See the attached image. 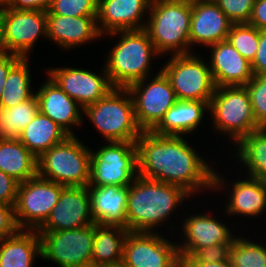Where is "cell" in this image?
<instances>
[{
    "label": "cell",
    "mask_w": 266,
    "mask_h": 267,
    "mask_svg": "<svg viewBox=\"0 0 266 267\" xmlns=\"http://www.w3.org/2000/svg\"><path fill=\"white\" fill-rule=\"evenodd\" d=\"M250 63L259 45V30L249 23L232 24L226 39Z\"/></svg>",
    "instance_id": "cell-34"
},
{
    "label": "cell",
    "mask_w": 266,
    "mask_h": 267,
    "mask_svg": "<svg viewBox=\"0 0 266 267\" xmlns=\"http://www.w3.org/2000/svg\"><path fill=\"white\" fill-rule=\"evenodd\" d=\"M29 60V58H21L10 69L0 97V108L14 107L29 100L35 94Z\"/></svg>",
    "instance_id": "cell-31"
},
{
    "label": "cell",
    "mask_w": 266,
    "mask_h": 267,
    "mask_svg": "<svg viewBox=\"0 0 266 267\" xmlns=\"http://www.w3.org/2000/svg\"><path fill=\"white\" fill-rule=\"evenodd\" d=\"M187 2H195V1H205V0H185Z\"/></svg>",
    "instance_id": "cell-48"
},
{
    "label": "cell",
    "mask_w": 266,
    "mask_h": 267,
    "mask_svg": "<svg viewBox=\"0 0 266 267\" xmlns=\"http://www.w3.org/2000/svg\"><path fill=\"white\" fill-rule=\"evenodd\" d=\"M154 75L127 87L134 102L137 124L142 131H152L167 110L178 101L165 73L160 69Z\"/></svg>",
    "instance_id": "cell-11"
},
{
    "label": "cell",
    "mask_w": 266,
    "mask_h": 267,
    "mask_svg": "<svg viewBox=\"0 0 266 267\" xmlns=\"http://www.w3.org/2000/svg\"><path fill=\"white\" fill-rule=\"evenodd\" d=\"M151 2L152 0H98L97 27L100 34L103 36L115 31L143 29Z\"/></svg>",
    "instance_id": "cell-21"
},
{
    "label": "cell",
    "mask_w": 266,
    "mask_h": 267,
    "mask_svg": "<svg viewBox=\"0 0 266 267\" xmlns=\"http://www.w3.org/2000/svg\"><path fill=\"white\" fill-rule=\"evenodd\" d=\"M46 74L83 109L106 96L113 88L104 66L97 74L90 69L54 67L45 69Z\"/></svg>",
    "instance_id": "cell-17"
},
{
    "label": "cell",
    "mask_w": 266,
    "mask_h": 267,
    "mask_svg": "<svg viewBox=\"0 0 266 267\" xmlns=\"http://www.w3.org/2000/svg\"><path fill=\"white\" fill-rule=\"evenodd\" d=\"M35 90L39 111L57 123L69 136H78L73 130L82 126L84 109L69 97L48 75Z\"/></svg>",
    "instance_id": "cell-19"
},
{
    "label": "cell",
    "mask_w": 266,
    "mask_h": 267,
    "mask_svg": "<svg viewBox=\"0 0 266 267\" xmlns=\"http://www.w3.org/2000/svg\"><path fill=\"white\" fill-rule=\"evenodd\" d=\"M41 254V237L36 230L19 229L0 240V267H33Z\"/></svg>",
    "instance_id": "cell-26"
},
{
    "label": "cell",
    "mask_w": 266,
    "mask_h": 267,
    "mask_svg": "<svg viewBox=\"0 0 266 267\" xmlns=\"http://www.w3.org/2000/svg\"><path fill=\"white\" fill-rule=\"evenodd\" d=\"M79 136H68L37 158V175L63 186H88L91 149Z\"/></svg>",
    "instance_id": "cell-7"
},
{
    "label": "cell",
    "mask_w": 266,
    "mask_h": 267,
    "mask_svg": "<svg viewBox=\"0 0 266 267\" xmlns=\"http://www.w3.org/2000/svg\"><path fill=\"white\" fill-rule=\"evenodd\" d=\"M21 56L16 54L0 55V97L3 93V86L7 79L10 69L21 59Z\"/></svg>",
    "instance_id": "cell-44"
},
{
    "label": "cell",
    "mask_w": 266,
    "mask_h": 267,
    "mask_svg": "<svg viewBox=\"0 0 266 267\" xmlns=\"http://www.w3.org/2000/svg\"><path fill=\"white\" fill-rule=\"evenodd\" d=\"M128 233L127 228L123 226L95 223L92 267L122 261L124 243Z\"/></svg>",
    "instance_id": "cell-30"
},
{
    "label": "cell",
    "mask_w": 266,
    "mask_h": 267,
    "mask_svg": "<svg viewBox=\"0 0 266 267\" xmlns=\"http://www.w3.org/2000/svg\"><path fill=\"white\" fill-rule=\"evenodd\" d=\"M233 24L248 23L255 0H213Z\"/></svg>",
    "instance_id": "cell-37"
},
{
    "label": "cell",
    "mask_w": 266,
    "mask_h": 267,
    "mask_svg": "<svg viewBox=\"0 0 266 267\" xmlns=\"http://www.w3.org/2000/svg\"><path fill=\"white\" fill-rule=\"evenodd\" d=\"M168 58L161 70L170 80L177 100L210 103L216 85L208 60L195 52L171 55Z\"/></svg>",
    "instance_id": "cell-8"
},
{
    "label": "cell",
    "mask_w": 266,
    "mask_h": 267,
    "mask_svg": "<svg viewBox=\"0 0 266 267\" xmlns=\"http://www.w3.org/2000/svg\"><path fill=\"white\" fill-rule=\"evenodd\" d=\"M189 199L194 198L179 186L137 176L128 186L126 228L131 232H158L156 228L166 225L171 233L178 232L177 223L167 226L168 219Z\"/></svg>",
    "instance_id": "cell-2"
},
{
    "label": "cell",
    "mask_w": 266,
    "mask_h": 267,
    "mask_svg": "<svg viewBox=\"0 0 266 267\" xmlns=\"http://www.w3.org/2000/svg\"><path fill=\"white\" fill-rule=\"evenodd\" d=\"M38 112L39 104L36 94L14 107L0 108V139L18 138Z\"/></svg>",
    "instance_id": "cell-32"
},
{
    "label": "cell",
    "mask_w": 266,
    "mask_h": 267,
    "mask_svg": "<svg viewBox=\"0 0 266 267\" xmlns=\"http://www.w3.org/2000/svg\"><path fill=\"white\" fill-rule=\"evenodd\" d=\"M94 223L126 228L128 186H87Z\"/></svg>",
    "instance_id": "cell-24"
},
{
    "label": "cell",
    "mask_w": 266,
    "mask_h": 267,
    "mask_svg": "<svg viewBox=\"0 0 266 267\" xmlns=\"http://www.w3.org/2000/svg\"><path fill=\"white\" fill-rule=\"evenodd\" d=\"M18 230L14 206L0 203V240L12 236Z\"/></svg>",
    "instance_id": "cell-40"
},
{
    "label": "cell",
    "mask_w": 266,
    "mask_h": 267,
    "mask_svg": "<svg viewBox=\"0 0 266 267\" xmlns=\"http://www.w3.org/2000/svg\"><path fill=\"white\" fill-rule=\"evenodd\" d=\"M232 22L213 0L192 2L190 53L227 39ZM197 44V45H196ZM194 48H193V47Z\"/></svg>",
    "instance_id": "cell-20"
},
{
    "label": "cell",
    "mask_w": 266,
    "mask_h": 267,
    "mask_svg": "<svg viewBox=\"0 0 266 267\" xmlns=\"http://www.w3.org/2000/svg\"><path fill=\"white\" fill-rule=\"evenodd\" d=\"M186 139L143 131L135 142L138 176L179 186L193 198L200 192H213L214 164Z\"/></svg>",
    "instance_id": "cell-1"
},
{
    "label": "cell",
    "mask_w": 266,
    "mask_h": 267,
    "mask_svg": "<svg viewBox=\"0 0 266 267\" xmlns=\"http://www.w3.org/2000/svg\"><path fill=\"white\" fill-rule=\"evenodd\" d=\"M248 23L258 30H266V0H255Z\"/></svg>",
    "instance_id": "cell-43"
},
{
    "label": "cell",
    "mask_w": 266,
    "mask_h": 267,
    "mask_svg": "<svg viewBox=\"0 0 266 267\" xmlns=\"http://www.w3.org/2000/svg\"><path fill=\"white\" fill-rule=\"evenodd\" d=\"M111 267H127V265L123 261H120L117 263H112Z\"/></svg>",
    "instance_id": "cell-47"
},
{
    "label": "cell",
    "mask_w": 266,
    "mask_h": 267,
    "mask_svg": "<svg viewBox=\"0 0 266 267\" xmlns=\"http://www.w3.org/2000/svg\"><path fill=\"white\" fill-rule=\"evenodd\" d=\"M214 171L213 193H221L227 190L228 193L223 199L225 201L223 208L224 214L230 219L232 217H252L258 219L266 211V181L241 175V179H232L228 182L225 175ZM224 176V177H223ZM231 186V187H230ZM227 187V188H226ZM230 187V188H229ZM227 202V203H226Z\"/></svg>",
    "instance_id": "cell-14"
},
{
    "label": "cell",
    "mask_w": 266,
    "mask_h": 267,
    "mask_svg": "<svg viewBox=\"0 0 266 267\" xmlns=\"http://www.w3.org/2000/svg\"><path fill=\"white\" fill-rule=\"evenodd\" d=\"M251 67L253 75H266V30H259V45Z\"/></svg>",
    "instance_id": "cell-41"
},
{
    "label": "cell",
    "mask_w": 266,
    "mask_h": 267,
    "mask_svg": "<svg viewBox=\"0 0 266 267\" xmlns=\"http://www.w3.org/2000/svg\"><path fill=\"white\" fill-rule=\"evenodd\" d=\"M232 243H221L213 246L200 248L193 256L188 257L184 262H220L227 261L229 249Z\"/></svg>",
    "instance_id": "cell-38"
},
{
    "label": "cell",
    "mask_w": 266,
    "mask_h": 267,
    "mask_svg": "<svg viewBox=\"0 0 266 267\" xmlns=\"http://www.w3.org/2000/svg\"><path fill=\"white\" fill-rule=\"evenodd\" d=\"M104 36V37H103ZM118 37L105 54L104 68L114 87L127 88L132 83L153 75L152 60L160 58L146 30H122L103 35ZM152 73V74H151Z\"/></svg>",
    "instance_id": "cell-3"
},
{
    "label": "cell",
    "mask_w": 266,
    "mask_h": 267,
    "mask_svg": "<svg viewBox=\"0 0 266 267\" xmlns=\"http://www.w3.org/2000/svg\"><path fill=\"white\" fill-rule=\"evenodd\" d=\"M162 232L129 231L122 261L127 267H179L178 246ZM172 241V242H171Z\"/></svg>",
    "instance_id": "cell-13"
},
{
    "label": "cell",
    "mask_w": 266,
    "mask_h": 267,
    "mask_svg": "<svg viewBox=\"0 0 266 267\" xmlns=\"http://www.w3.org/2000/svg\"><path fill=\"white\" fill-rule=\"evenodd\" d=\"M47 15L97 16L98 0H52Z\"/></svg>",
    "instance_id": "cell-35"
},
{
    "label": "cell",
    "mask_w": 266,
    "mask_h": 267,
    "mask_svg": "<svg viewBox=\"0 0 266 267\" xmlns=\"http://www.w3.org/2000/svg\"><path fill=\"white\" fill-rule=\"evenodd\" d=\"M97 16L47 15V40L69 51L100 40Z\"/></svg>",
    "instance_id": "cell-22"
},
{
    "label": "cell",
    "mask_w": 266,
    "mask_h": 267,
    "mask_svg": "<svg viewBox=\"0 0 266 267\" xmlns=\"http://www.w3.org/2000/svg\"><path fill=\"white\" fill-rule=\"evenodd\" d=\"M69 135L40 111L19 135V141L37 158Z\"/></svg>",
    "instance_id": "cell-29"
},
{
    "label": "cell",
    "mask_w": 266,
    "mask_h": 267,
    "mask_svg": "<svg viewBox=\"0 0 266 267\" xmlns=\"http://www.w3.org/2000/svg\"><path fill=\"white\" fill-rule=\"evenodd\" d=\"M87 186H66L59 201L37 232L78 229L93 224Z\"/></svg>",
    "instance_id": "cell-18"
},
{
    "label": "cell",
    "mask_w": 266,
    "mask_h": 267,
    "mask_svg": "<svg viewBox=\"0 0 266 267\" xmlns=\"http://www.w3.org/2000/svg\"><path fill=\"white\" fill-rule=\"evenodd\" d=\"M137 176L135 142H106L91 150L88 186H129Z\"/></svg>",
    "instance_id": "cell-9"
},
{
    "label": "cell",
    "mask_w": 266,
    "mask_h": 267,
    "mask_svg": "<svg viewBox=\"0 0 266 267\" xmlns=\"http://www.w3.org/2000/svg\"><path fill=\"white\" fill-rule=\"evenodd\" d=\"M228 260L232 267H266V242L261 244L238 234L229 249Z\"/></svg>",
    "instance_id": "cell-33"
},
{
    "label": "cell",
    "mask_w": 266,
    "mask_h": 267,
    "mask_svg": "<svg viewBox=\"0 0 266 267\" xmlns=\"http://www.w3.org/2000/svg\"><path fill=\"white\" fill-rule=\"evenodd\" d=\"M6 54V42L4 33V4L0 5V55Z\"/></svg>",
    "instance_id": "cell-46"
},
{
    "label": "cell",
    "mask_w": 266,
    "mask_h": 267,
    "mask_svg": "<svg viewBox=\"0 0 266 267\" xmlns=\"http://www.w3.org/2000/svg\"><path fill=\"white\" fill-rule=\"evenodd\" d=\"M185 267H232L229 264V260L220 262H183Z\"/></svg>",
    "instance_id": "cell-45"
},
{
    "label": "cell",
    "mask_w": 266,
    "mask_h": 267,
    "mask_svg": "<svg viewBox=\"0 0 266 267\" xmlns=\"http://www.w3.org/2000/svg\"><path fill=\"white\" fill-rule=\"evenodd\" d=\"M234 147L236 148L229 146L234 150L231 157L237 158L236 161L242 166L240 167L242 173H246L245 176L266 181V128L244 136Z\"/></svg>",
    "instance_id": "cell-27"
},
{
    "label": "cell",
    "mask_w": 266,
    "mask_h": 267,
    "mask_svg": "<svg viewBox=\"0 0 266 267\" xmlns=\"http://www.w3.org/2000/svg\"><path fill=\"white\" fill-rule=\"evenodd\" d=\"M245 86L256 122L260 128H266V75H254Z\"/></svg>",
    "instance_id": "cell-36"
},
{
    "label": "cell",
    "mask_w": 266,
    "mask_h": 267,
    "mask_svg": "<svg viewBox=\"0 0 266 267\" xmlns=\"http://www.w3.org/2000/svg\"><path fill=\"white\" fill-rule=\"evenodd\" d=\"M100 267H111V264H105V265H102Z\"/></svg>",
    "instance_id": "cell-49"
},
{
    "label": "cell",
    "mask_w": 266,
    "mask_h": 267,
    "mask_svg": "<svg viewBox=\"0 0 266 267\" xmlns=\"http://www.w3.org/2000/svg\"><path fill=\"white\" fill-rule=\"evenodd\" d=\"M206 112H209L208 102L178 100L167 110L164 118L152 131L158 135L189 137V134L191 136L204 124L203 120H207Z\"/></svg>",
    "instance_id": "cell-25"
},
{
    "label": "cell",
    "mask_w": 266,
    "mask_h": 267,
    "mask_svg": "<svg viewBox=\"0 0 266 267\" xmlns=\"http://www.w3.org/2000/svg\"><path fill=\"white\" fill-rule=\"evenodd\" d=\"M37 157L18 138L0 139V170L19 183L37 176Z\"/></svg>",
    "instance_id": "cell-28"
},
{
    "label": "cell",
    "mask_w": 266,
    "mask_h": 267,
    "mask_svg": "<svg viewBox=\"0 0 266 267\" xmlns=\"http://www.w3.org/2000/svg\"><path fill=\"white\" fill-rule=\"evenodd\" d=\"M52 0H6L4 5L15 10L48 11Z\"/></svg>",
    "instance_id": "cell-42"
},
{
    "label": "cell",
    "mask_w": 266,
    "mask_h": 267,
    "mask_svg": "<svg viewBox=\"0 0 266 267\" xmlns=\"http://www.w3.org/2000/svg\"><path fill=\"white\" fill-rule=\"evenodd\" d=\"M208 114L213 124H210L211 131L228 137L232 145L261 129L255 120L246 86L216 87Z\"/></svg>",
    "instance_id": "cell-6"
},
{
    "label": "cell",
    "mask_w": 266,
    "mask_h": 267,
    "mask_svg": "<svg viewBox=\"0 0 266 267\" xmlns=\"http://www.w3.org/2000/svg\"><path fill=\"white\" fill-rule=\"evenodd\" d=\"M65 186L35 176L19 183L14 206L15 220L19 229L37 230L48 218L59 201Z\"/></svg>",
    "instance_id": "cell-12"
},
{
    "label": "cell",
    "mask_w": 266,
    "mask_h": 267,
    "mask_svg": "<svg viewBox=\"0 0 266 267\" xmlns=\"http://www.w3.org/2000/svg\"><path fill=\"white\" fill-rule=\"evenodd\" d=\"M83 115L106 142H136L143 132L127 88L114 87L96 103L86 106Z\"/></svg>",
    "instance_id": "cell-5"
},
{
    "label": "cell",
    "mask_w": 266,
    "mask_h": 267,
    "mask_svg": "<svg viewBox=\"0 0 266 267\" xmlns=\"http://www.w3.org/2000/svg\"><path fill=\"white\" fill-rule=\"evenodd\" d=\"M202 211V213H193L186 218H181L183 223L179 225L181 242L177 244L178 254L183 263L188 257L193 256L200 248L213 246L221 243H233L238 236L234 234L233 228L230 229L220 220L219 216ZM232 230V231H231ZM184 238V239H183Z\"/></svg>",
    "instance_id": "cell-15"
},
{
    "label": "cell",
    "mask_w": 266,
    "mask_h": 267,
    "mask_svg": "<svg viewBox=\"0 0 266 267\" xmlns=\"http://www.w3.org/2000/svg\"><path fill=\"white\" fill-rule=\"evenodd\" d=\"M4 33L6 54L32 58L29 55L39 39L47 40V12L15 10L4 5Z\"/></svg>",
    "instance_id": "cell-16"
},
{
    "label": "cell",
    "mask_w": 266,
    "mask_h": 267,
    "mask_svg": "<svg viewBox=\"0 0 266 267\" xmlns=\"http://www.w3.org/2000/svg\"><path fill=\"white\" fill-rule=\"evenodd\" d=\"M5 1H6V0H0V5H1V4H4Z\"/></svg>",
    "instance_id": "cell-50"
},
{
    "label": "cell",
    "mask_w": 266,
    "mask_h": 267,
    "mask_svg": "<svg viewBox=\"0 0 266 267\" xmlns=\"http://www.w3.org/2000/svg\"><path fill=\"white\" fill-rule=\"evenodd\" d=\"M207 60L216 87L245 86L253 78L251 63L227 40L207 47Z\"/></svg>",
    "instance_id": "cell-23"
},
{
    "label": "cell",
    "mask_w": 266,
    "mask_h": 267,
    "mask_svg": "<svg viewBox=\"0 0 266 267\" xmlns=\"http://www.w3.org/2000/svg\"><path fill=\"white\" fill-rule=\"evenodd\" d=\"M95 223L71 230L38 232L42 260L58 267H92Z\"/></svg>",
    "instance_id": "cell-10"
},
{
    "label": "cell",
    "mask_w": 266,
    "mask_h": 267,
    "mask_svg": "<svg viewBox=\"0 0 266 267\" xmlns=\"http://www.w3.org/2000/svg\"><path fill=\"white\" fill-rule=\"evenodd\" d=\"M191 15L192 2L152 0L144 29L161 57L190 53Z\"/></svg>",
    "instance_id": "cell-4"
},
{
    "label": "cell",
    "mask_w": 266,
    "mask_h": 267,
    "mask_svg": "<svg viewBox=\"0 0 266 267\" xmlns=\"http://www.w3.org/2000/svg\"><path fill=\"white\" fill-rule=\"evenodd\" d=\"M19 182L0 170V203L15 206Z\"/></svg>",
    "instance_id": "cell-39"
}]
</instances>
